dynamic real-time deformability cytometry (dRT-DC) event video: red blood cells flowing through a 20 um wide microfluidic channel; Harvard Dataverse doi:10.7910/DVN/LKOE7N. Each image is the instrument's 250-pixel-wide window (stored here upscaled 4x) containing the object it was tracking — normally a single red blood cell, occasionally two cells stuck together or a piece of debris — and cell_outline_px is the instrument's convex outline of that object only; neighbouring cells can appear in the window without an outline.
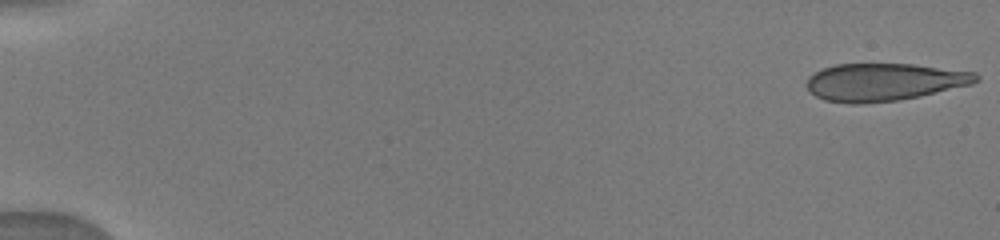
{"species": "human", "species_latin": "Homo sapiens", "temperature_condition": "warm", "stored_images_in_passage": 4, "camera_frame_rate_fps": 3000, "um_per_image_px": 0.085, "donor": {"sex": "male"}, "frame": {"image": 1, "passage_image": 1, "time_ms": 0.0, "image_size_px": [1000, 240], "cell_outline_px": [[980, 80], [972, 84], [920, 96], [900, 100], [860, 104], [852, 104], [824, 100], [816, 96], [804, 84], [808, 76], [824, 68], [836, 64], [912, 64], [976, 72], [980, 76]], "centroid_in_image_um": [75.15, 6.98], "position_along_channel_um": 9.8, "area_um2": 37.22}}